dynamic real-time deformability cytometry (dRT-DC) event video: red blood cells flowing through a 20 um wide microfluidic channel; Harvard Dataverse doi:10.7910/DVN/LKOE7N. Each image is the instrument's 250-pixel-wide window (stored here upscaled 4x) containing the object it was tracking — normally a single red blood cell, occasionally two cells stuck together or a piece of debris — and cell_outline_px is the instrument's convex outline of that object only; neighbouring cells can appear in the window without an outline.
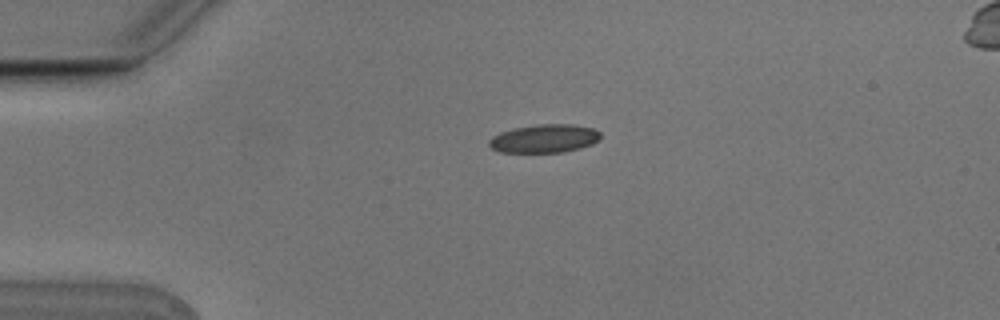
{"species": "Egyptian fruit bat (a non-hibernating species)", "species_latin": "Rousettus aegyptiacus", "temperature_condition": "cold", "stored_images_in_passage": 2, "camera_frame_rate_fps": 3000, "um_per_image_px": 0.085, "animal": {"sex": "male"}, "frame": {"image": 1, "passage_image": 1, "time_ms": 0.0, "image_size_px": [1000, 320], "cell_outline_px": [[600, 136], [592, 144], [580, 148], [560, 152], [500, 152], [492, 148], [488, 144], [488, 140], [492, 136], [500, 132], [512, 128], [536, 124], [572, 124], [592, 128], [600, 132]], "centroid_in_image_um": [46.22, 11.76], "position_along_channel_um": 38.8, "area_um2": 18.38}}